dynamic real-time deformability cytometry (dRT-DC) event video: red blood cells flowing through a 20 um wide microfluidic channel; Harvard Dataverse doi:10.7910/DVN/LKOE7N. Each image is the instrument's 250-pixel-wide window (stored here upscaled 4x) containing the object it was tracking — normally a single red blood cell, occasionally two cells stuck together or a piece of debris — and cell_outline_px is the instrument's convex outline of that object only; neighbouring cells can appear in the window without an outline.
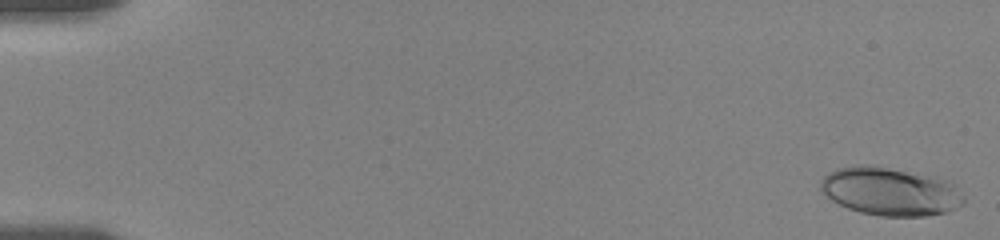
{"species": "human", "species_latin": "Homo sapiens", "temperature_condition": "room temperature", "stored_images_in_passage": 14, "camera_frame_rate_fps": 3000, "um_per_image_px": 0.085, "donor": {"sex": "female"}, "frame": {"image": 1, "passage_image": 1, "time_ms": 0.0, "image_size_px": [1000, 240], "cell_outline_px": [[964, 204], [948, 212], [924, 216], [880, 216], [860, 212], [848, 208], [832, 200], [820, 188], [820, 180], [828, 172], [836, 168], [860, 164], [872, 164], [936, 176], [952, 180], [956, 184], [964, 196]], "centroid_in_image_um": [75.72, 16.25], "position_along_channel_um": 9.3, "area_um2": 40.92}}
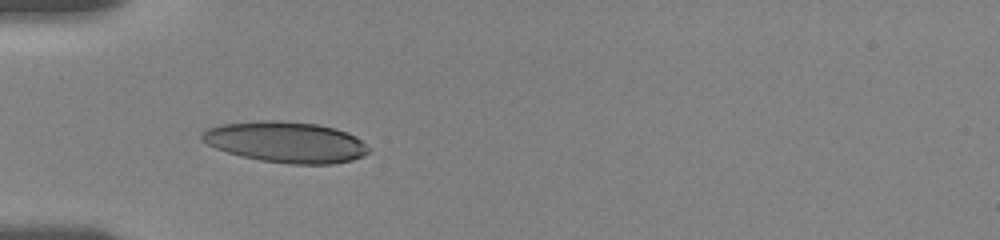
{"frame": {"image": 2, "passage_image": 13, "time_ms": 5.667, "image_size_px": [1000, 240], "cell_outline_px": [[372, 148], [368, 152], [352, 160], [332, 164], [288, 164], [260, 160], [228, 152], [216, 148], [200, 140], [200, 132], [208, 128], [224, 124], [260, 120], [280, 120], [316, 124], [336, 128], [356, 136]], "centroid_in_image_um": [24.31, 12.07], "position_along_channel_um": 60.7, "area_um2": 39.82}}
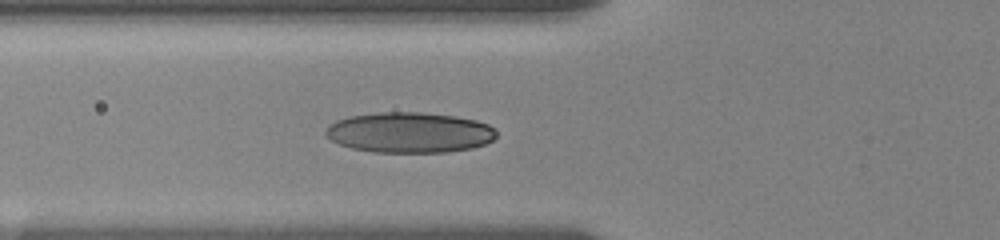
{"frame": {"image": 3, "passage_image": 14, "time_ms": 6.667, "image_size_px": [1000, 240], "cell_outline_px": [[496, 136], [492, 140], [484, 144], [472, 148], [448, 152], [376, 152], [352, 148], [340, 144], [332, 140], [324, 132], [328, 124], [336, 120], [348, 116], [380, 112], [420, 112], [456, 116], [476, 120], [488, 124], [496, 132]], "centroid_in_image_um": [34.79, 11.25], "position_along_channel_um": 91.0, "area_um2": 40.29}}